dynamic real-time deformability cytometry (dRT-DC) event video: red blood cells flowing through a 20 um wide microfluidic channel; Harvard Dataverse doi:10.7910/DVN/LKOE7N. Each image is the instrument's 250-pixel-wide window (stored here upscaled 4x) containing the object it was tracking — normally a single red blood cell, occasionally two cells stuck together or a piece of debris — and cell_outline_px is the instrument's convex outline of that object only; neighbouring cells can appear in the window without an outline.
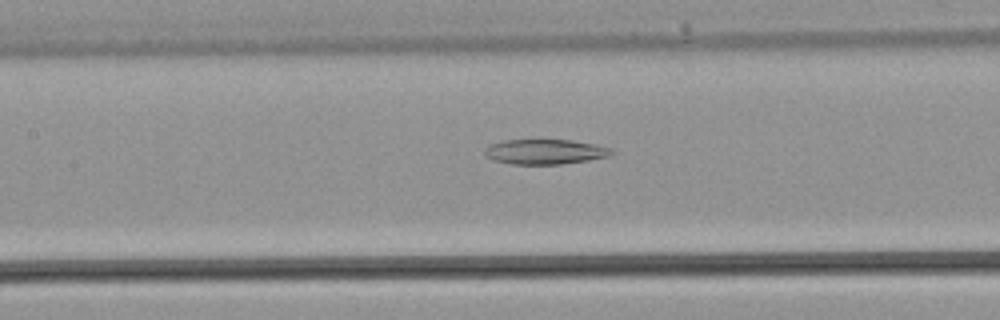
{"species": "common noctule bat (a hibernating species)", "species_latin": "Nyctalus noctula", "temperature_condition": "warm", "stored_images_in_passage": 34, "camera_frame_rate_fps": 3000, "um_per_image_px": 0.085, "animal": {"sex": "male", "body_mass_g": 21.5, "forearm_length_mm": 52.0}, "frame": {"image": 1, "passage_image": 15, "time_ms": 4.667, "image_size_px": [1000, 320], "cell_outline_px": [[616, 152], [612, 156], [588, 160], [560, 164], [512, 164], [492, 160], [484, 156], [484, 148], [500, 140], [572, 140], [596, 144], [612, 148]], "centroid_in_image_um": [46.35, 12.89], "position_along_channel_um": 161.1, "area_um2": 18.73}}
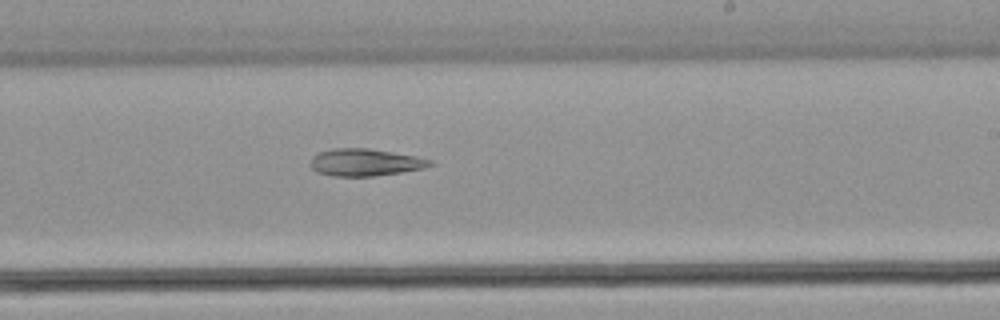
{"frame": {"image": 2, "passage_image": 20, "time_ms": 6.333, "image_size_px": [1000, 320], "cell_outline_px": [[432, 164], [420, 168], [400, 172], [372, 176], [332, 176], [316, 172], [312, 168], [312, 156], [320, 152], [332, 148], [368, 148], [416, 156], [432, 160]], "centroid_in_image_um": [30.99, 13.79], "position_along_channel_um": 258.0, "area_um2": 18.67}}
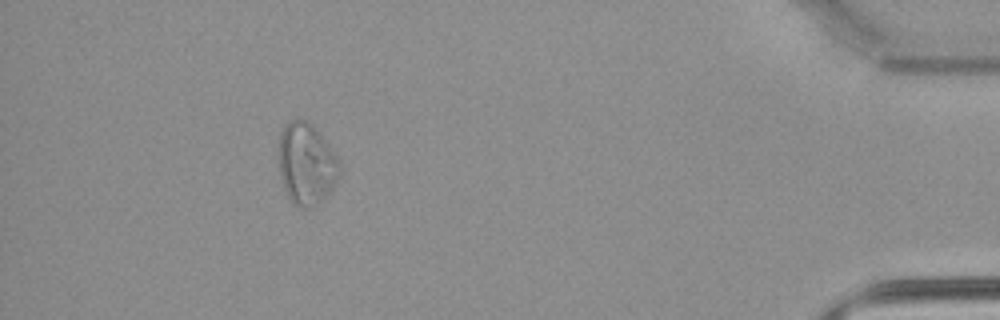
{"frame": {"image": 3, "passage_image": 31, "time_ms": 10.0, "image_size_px": [1000, 320], "cell_outline_px": [[340, 176], [332, 188], [316, 204], [308, 208], [296, 208], [292, 204], [284, 188], [280, 176], [276, 156], [280, 132], [284, 124], [288, 120], [308, 120], [312, 124], [340, 160]], "centroid_in_image_um": [25.99, 13.91], "position_along_channel_um": 409.2, "area_um2": 29.48}}